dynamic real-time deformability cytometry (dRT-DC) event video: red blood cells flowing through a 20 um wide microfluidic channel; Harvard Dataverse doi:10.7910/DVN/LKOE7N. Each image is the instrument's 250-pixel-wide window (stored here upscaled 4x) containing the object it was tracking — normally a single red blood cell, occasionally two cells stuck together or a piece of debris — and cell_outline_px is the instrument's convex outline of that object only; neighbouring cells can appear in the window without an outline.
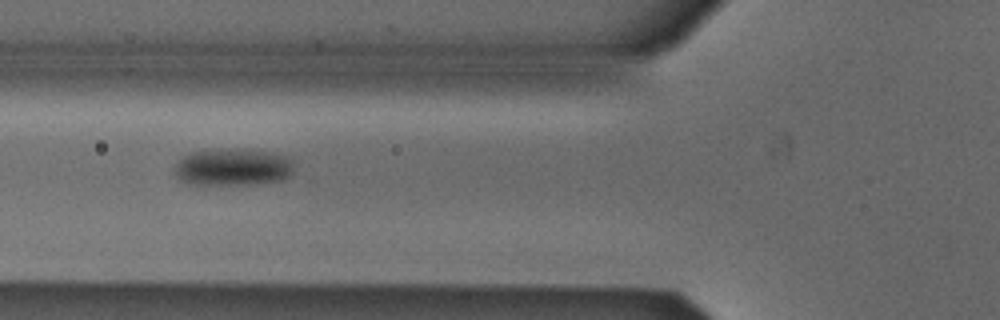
{"species": "Egyptian fruit bat (a non-hibernating species)", "species_latin": "Rousettus aegyptiacus", "temperature_condition": "cold", "stored_images_in_passage": 10, "camera_frame_rate_fps": 3000, "um_per_image_px": 0.085, "animal": {"sex": "male"}, "frame": {"image": 1, "passage_image": 9, "time_ms": 2.667, "image_size_px": [1000, 320], "cell_outline_px": [[292, 172], [288, 176], [280, 180], [256, 184], [188, 184], [180, 180], [176, 176], [176, 164], [184, 156], [192, 152], [220, 148], [236, 148], [268, 152], [288, 156], [292, 160]], "centroid_in_image_um": [19.79, 14.19], "position_along_channel_um": 106.0, "area_um2": 25.84}}
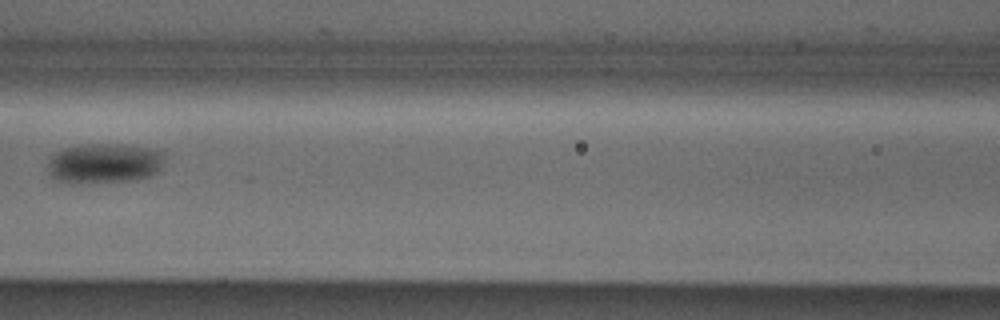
{"frame": {"image": 2, "passage_image": 10, "time_ms": 3.0, "image_size_px": [1000, 320], "cell_outline_px": [[164, 156], [160, 168], [156, 172], [148, 176], [136, 180], [80, 184], [72, 184], [56, 180], [48, 172], [48, 160], [56, 152], [64, 148], [80, 144], [124, 144], [148, 148], [164, 152]], "centroid_in_image_um": [8.82, 13.89], "position_along_channel_um": 157.8, "area_um2": 27.57}}